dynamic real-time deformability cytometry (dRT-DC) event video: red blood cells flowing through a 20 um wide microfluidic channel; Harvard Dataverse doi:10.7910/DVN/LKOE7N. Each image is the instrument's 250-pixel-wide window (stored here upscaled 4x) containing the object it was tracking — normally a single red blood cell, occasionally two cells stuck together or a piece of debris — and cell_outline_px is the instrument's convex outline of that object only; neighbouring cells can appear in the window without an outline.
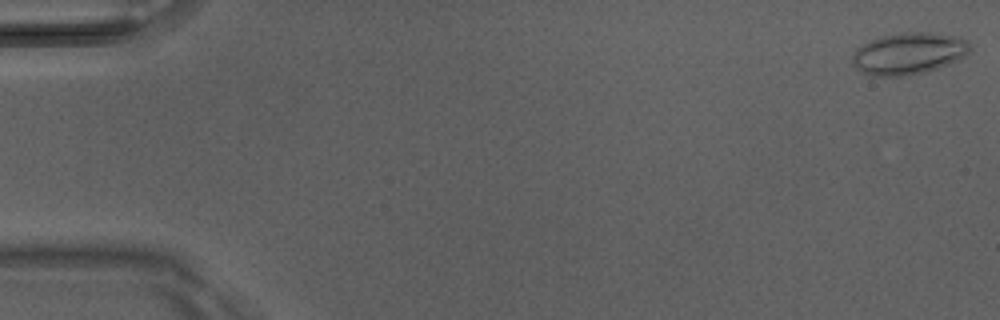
{"species": "Egyptian fruit bat (a non-hibernating species)", "species_latin": "Rousettus aegyptiacus", "temperature_condition": "room temperature", "stored_images_in_passage": 11, "camera_frame_rate_fps": 3000, "um_per_image_px": 0.085, "animal": {"sex": "male"}, "frame": {"image": 1, "passage_image": 1, "time_ms": 0.0, "image_size_px": [1000, 320], "cell_outline_px": [[972, 48], [960, 60], [928, 72], [900, 76], [872, 76], [860, 72], [852, 64], [852, 56], [856, 48], [872, 40], [884, 36], [900, 32], [932, 32], [960, 36], [968, 40]], "centroid_in_image_um": [77.28, 4.55], "position_along_channel_um": 7.7, "area_um2": 29.07}}